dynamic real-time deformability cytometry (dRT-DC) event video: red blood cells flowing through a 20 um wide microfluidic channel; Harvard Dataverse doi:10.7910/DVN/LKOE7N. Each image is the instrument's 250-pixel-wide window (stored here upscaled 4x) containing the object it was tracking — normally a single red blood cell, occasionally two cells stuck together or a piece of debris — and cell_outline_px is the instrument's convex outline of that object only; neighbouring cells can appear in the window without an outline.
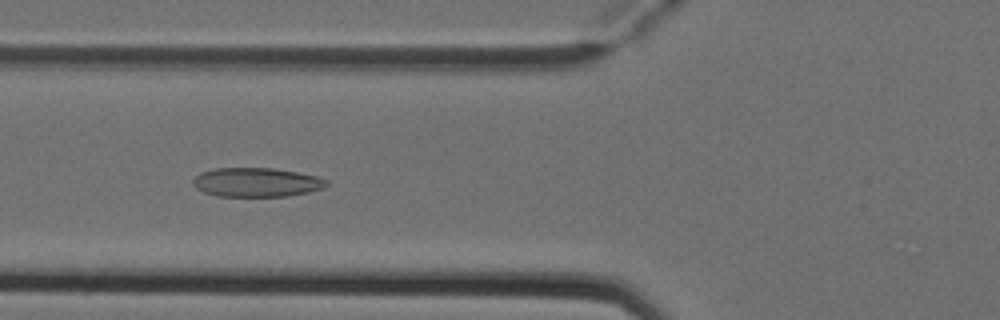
{"species": "Egyptian fruit bat (a non-hibernating species)", "species_latin": "Rousettus aegyptiacus", "temperature_condition": "cold", "stored_images_in_passage": 5, "camera_frame_rate_fps": 3000, "um_per_image_px": 0.085, "animal": {"sex": "female"}, "frame": {"image": 1, "passage_image": 4, "time_ms": 1.0, "image_size_px": [1000, 320], "cell_outline_px": [[328, 184], [324, 188], [308, 192], [288, 196], [216, 196], [204, 192], [196, 188], [192, 184], [192, 180], [200, 172], [216, 168], [272, 168], [296, 172], [316, 176], [328, 180]], "centroid_in_image_um": [21.79, 15.49], "position_along_channel_um": 104.0, "area_um2": 22.66}}
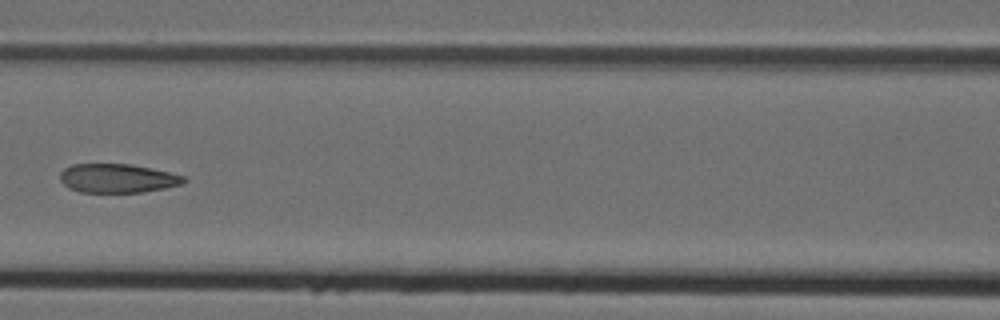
{"frame": {"image": 2, "passage_image": 5, "time_ms": 1.333, "image_size_px": [1000, 320], "cell_outline_px": [[188, 180], [184, 184], [164, 188], [140, 192], [80, 192], [68, 188], [60, 180], [60, 172], [64, 168], [72, 164], [128, 164], [168, 172], [184, 176]], "centroid_in_image_um": [9.97, 15.16], "position_along_channel_um": 156.6, "area_um2": 20.75}}